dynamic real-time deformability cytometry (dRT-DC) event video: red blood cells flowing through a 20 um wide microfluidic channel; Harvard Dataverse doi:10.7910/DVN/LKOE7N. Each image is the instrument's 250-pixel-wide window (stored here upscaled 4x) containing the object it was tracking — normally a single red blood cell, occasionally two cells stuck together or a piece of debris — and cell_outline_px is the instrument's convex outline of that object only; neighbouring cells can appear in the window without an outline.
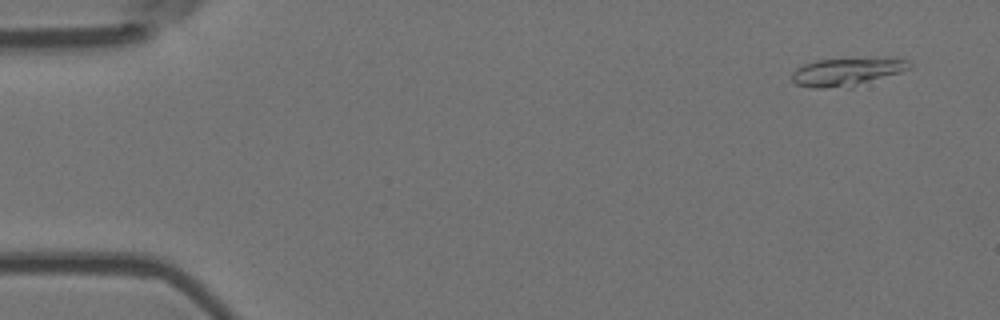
{"species": "Egyptian fruit bat (a non-hibernating species)", "species_latin": "Rousettus aegyptiacus", "temperature_condition": "room temperature", "stored_images_in_passage": 5, "camera_frame_rate_fps": 3000, "um_per_image_px": 0.085, "animal": {"sex": "female"}, "frame": {"image": 1, "passage_image": 1, "time_ms": 0.0, "image_size_px": [1000, 320], "cell_outline_px": [[912, 64], [908, 68], [900, 72], [852, 88], [816, 88], [796, 84], [792, 80], [792, 72], [796, 68], [804, 64], [816, 60], [884, 56], [892, 56], [908, 60]], "centroid_in_image_um": [72.04, 6.08], "position_along_channel_um": 13.0, "area_um2": 19.94}}
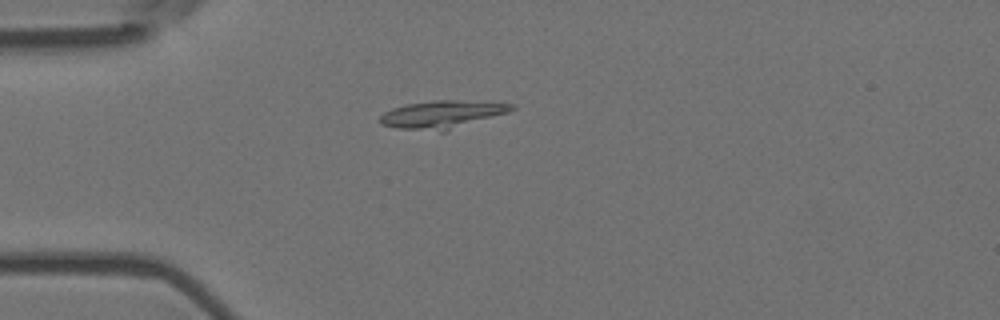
{"frame": {"image": 2, "passage_image": 3, "time_ms": 0.667, "image_size_px": [1000, 320], "cell_outline_px": [[516, 108], [508, 112], [444, 132], [440, 132], [400, 128], [380, 124], [376, 120], [384, 112], [392, 108], [408, 104], [432, 100], [456, 100], [516, 104]], "centroid_in_image_um": [37.55, 9.73], "position_along_channel_um": 47.4, "area_um2": 21.33}}